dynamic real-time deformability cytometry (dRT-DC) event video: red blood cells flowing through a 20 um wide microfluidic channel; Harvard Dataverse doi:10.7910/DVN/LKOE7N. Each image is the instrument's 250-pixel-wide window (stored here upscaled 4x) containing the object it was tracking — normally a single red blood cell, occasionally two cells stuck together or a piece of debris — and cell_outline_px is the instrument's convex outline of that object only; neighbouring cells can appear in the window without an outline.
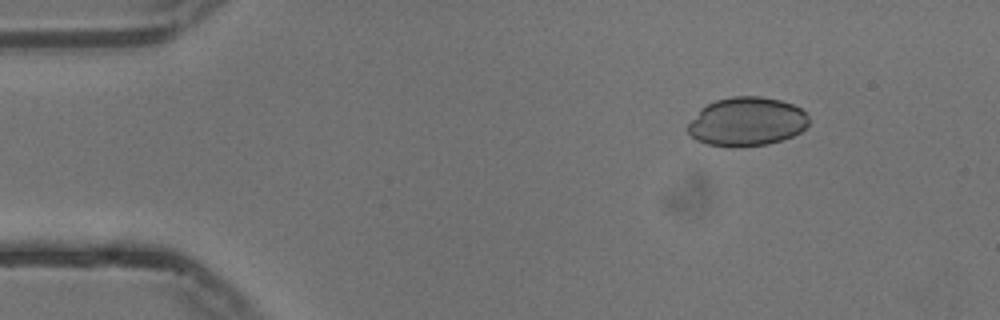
{"species": "common noctule bat (a hibernating species)", "species_latin": "Nyctalus noctula", "temperature_condition": "cold", "stored_images_in_passage": 48, "camera_frame_rate_fps": 3000, "um_per_image_px": 0.085, "animal": {"sex": "male", "body_mass_g": 13.3}, "frame": {"image": 1, "passage_image": 1, "time_ms": 0.0, "image_size_px": [1000, 320], "cell_outline_px": [[808, 124], [800, 132], [792, 136], [768, 144], [740, 148], [708, 144], [696, 140], [688, 132], [688, 124], [700, 108], [716, 100], [732, 96], [760, 96], [780, 100], [792, 104], [800, 108], [808, 116]], "centroid_in_image_um": [63.47, 10.34], "position_along_channel_um": 21.5, "area_um2": 34.45}}